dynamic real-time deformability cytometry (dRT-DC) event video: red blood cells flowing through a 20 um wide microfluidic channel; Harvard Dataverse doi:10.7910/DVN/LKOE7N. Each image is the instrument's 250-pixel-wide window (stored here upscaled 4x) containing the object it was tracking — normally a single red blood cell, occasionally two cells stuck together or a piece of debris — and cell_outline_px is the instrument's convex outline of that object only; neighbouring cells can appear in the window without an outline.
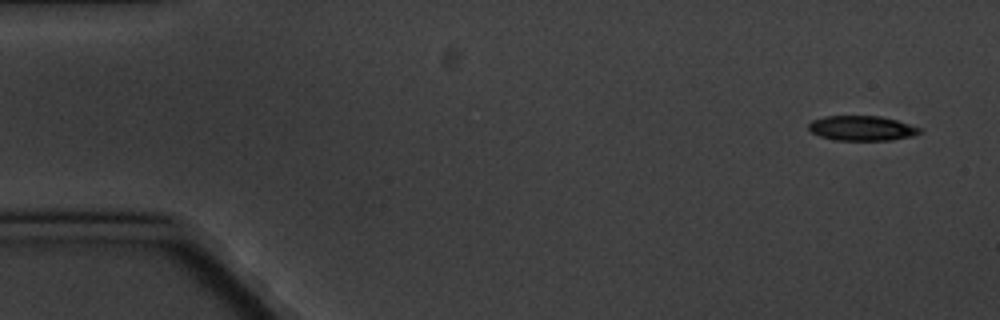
{"species": "common noctule bat (a hibernating species)", "species_latin": "Nyctalus noctula", "temperature_condition": "cold", "stored_images_in_passage": 5, "camera_frame_rate_fps": 3000, "um_per_image_px": 0.085, "animal": {"sex": "male", "body_mass_g": 20.1, "forearm_length_mm": 53.5}, "frame": {"image": 1, "passage_image": 1, "time_ms": 0.0, "image_size_px": [1000, 320], "cell_outline_px": [[920, 132], [912, 136], [892, 140], [832, 140], [820, 136], [812, 132], [808, 128], [808, 124], [812, 120], [824, 116], [880, 116], [896, 120], [920, 128]], "centroid_in_image_um": [73.21, 10.9], "position_along_channel_um": 11.8, "area_um2": 16.01}}
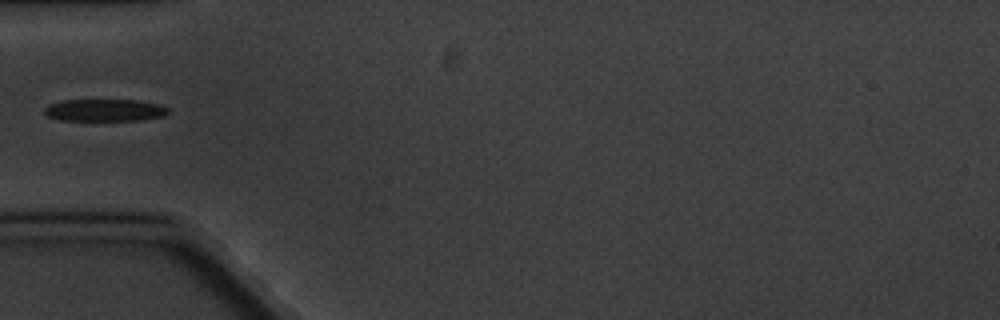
{"frame": {"image": 2, "passage_image": 5, "time_ms": 5.333, "image_size_px": [1000, 320], "cell_outline_px": [[168, 112], [164, 116], [140, 120], [60, 120], [48, 116], [44, 112], [44, 108], [48, 104], [64, 100], [140, 100], [160, 104], [168, 108]], "centroid_in_image_um": [8.91, 9.36], "position_along_channel_um": 76.1, "area_um2": 16.01}}